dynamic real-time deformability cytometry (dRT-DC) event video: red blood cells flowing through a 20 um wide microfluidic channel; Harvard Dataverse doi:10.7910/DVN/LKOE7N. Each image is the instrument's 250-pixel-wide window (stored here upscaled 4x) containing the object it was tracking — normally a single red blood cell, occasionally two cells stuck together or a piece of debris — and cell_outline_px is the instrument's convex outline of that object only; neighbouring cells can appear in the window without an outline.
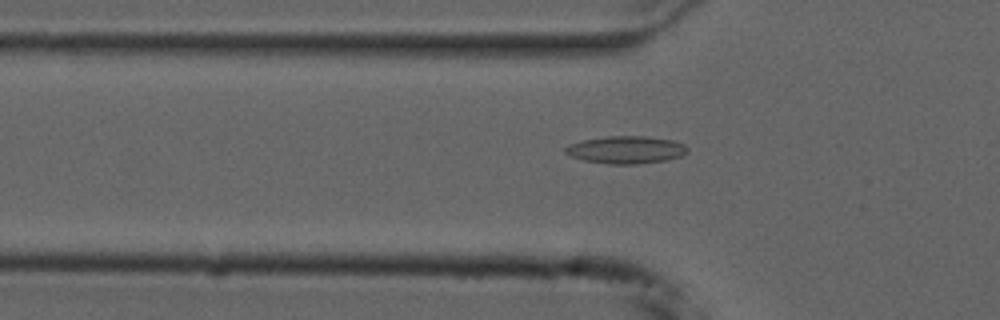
{"species": "common noctule bat (a hibernating species)", "species_latin": "Nyctalus noctula", "temperature_condition": "cold", "stored_images_in_passage": 40, "camera_frame_rate_fps": 3000, "um_per_image_px": 0.085, "animal": {"sex": "male", "forearm_length_mm": 52.5}, "frame": {"image": 1, "passage_image": 3, "time_ms": 0.667, "image_size_px": [1000, 320], "cell_outline_px": [[688, 152], [680, 156], [664, 160], [636, 164], [608, 164], [584, 160], [572, 156], [564, 152], [564, 148], [568, 144], [584, 140], [608, 136], [644, 136], [672, 140], [684, 144], [688, 148]], "centroid_in_image_um": [53.2, 12.73], "position_along_channel_um": 72.6, "area_um2": 19.42}}
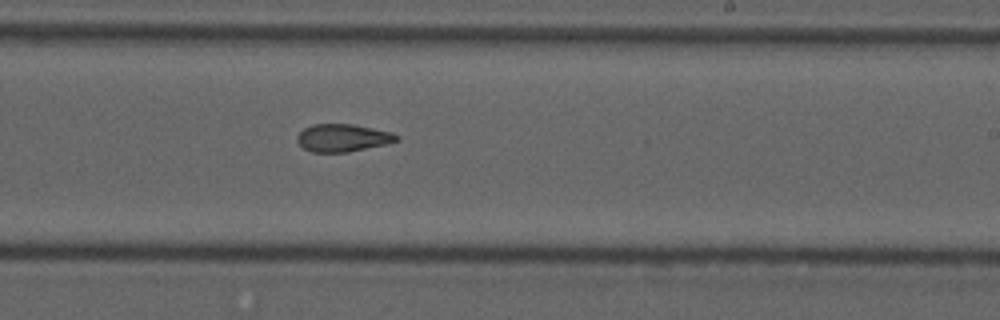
{"frame": {"image": 2, "passage_image": 18, "time_ms": 5.667, "image_size_px": [1000, 320], "cell_outline_px": [[400, 140], [388, 144], [348, 152], [312, 152], [304, 148], [296, 140], [296, 136], [304, 128], [312, 124], [352, 124], [392, 132], [400, 136]], "centroid_in_image_um": [29.16, 11.72], "position_along_channel_um": 259.8, "area_um2": 16.13}}
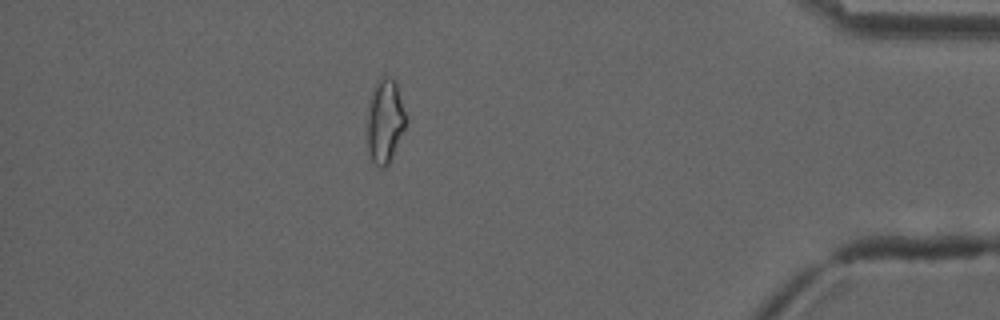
{"frame": {"image": 3, "passage_image": 33, "time_ms": 10.667, "image_size_px": [1000, 320], "cell_outline_px": [[404, 128], [388, 164], [384, 168], [380, 168], [372, 160], [368, 152], [368, 100], [376, 80], [384, 76], [392, 76], [396, 80], [404, 112]], "centroid_in_image_um": [32.68, 10.23], "position_along_channel_um": 402.5, "area_um2": 18.61}, "authors_computed_cell_mechanics": {"area_um2": 17.1377, "velocity_mm_per_s": 3.7386, "shape_relaxation_time_tau1_ms": null, "shape_relaxation_time_tau2_ms": 3.4041, "deformation_change_tau1": null, "deformation_change_tau2": 0.1092}}